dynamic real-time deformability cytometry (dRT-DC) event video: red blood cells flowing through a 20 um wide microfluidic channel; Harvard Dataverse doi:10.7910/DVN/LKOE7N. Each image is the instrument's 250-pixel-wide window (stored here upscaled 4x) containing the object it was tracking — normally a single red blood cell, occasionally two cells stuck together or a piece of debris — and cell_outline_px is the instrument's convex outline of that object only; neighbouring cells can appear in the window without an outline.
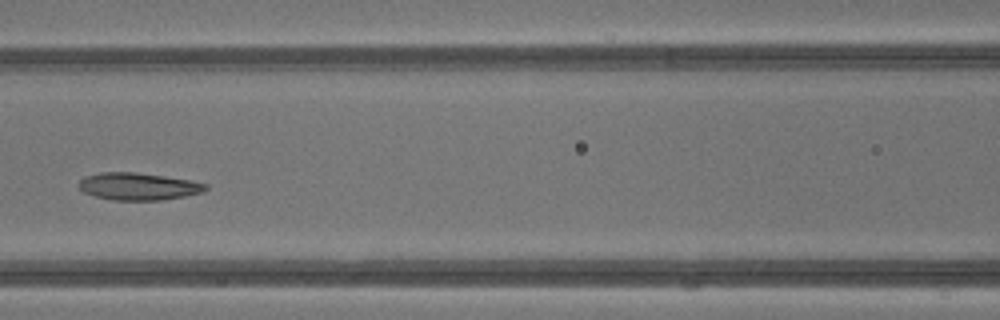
{"species": "common noctule bat (a hibernating species)", "species_latin": "Nyctalus noctula", "temperature_condition": "warm", "stored_images_in_passage": 32, "camera_frame_rate_fps": 3000, "um_per_image_px": 0.085, "animal": {"sex": "male", "body_mass_g": 13.3}, "frame": {"image": 1, "passage_image": 10, "time_ms": 3.0, "image_size_px": [1000, 320], "cell_outline_px": [[208, 188], [204, 192], [184, 196], [160, 200], [112, 200], [96, 196], [84, 192], [80, 188], [80, 180], [84, 176], [100, 172], [136, 172], [192, 180], [208, 184]], "centroid_in_image_um": [11.79, 15.83], "position_along_channel_um": 154.8, "area_um2": 20.17}, "authors_computed_cell_mechanics": {"area_um2": 20.6346, "velocity_mm_per_s": 4.7968, "shape_relaxation_time_tau1_ms": 5.6448, "shape_relaxation_time_tau2_ms": 4.8092, "deformation_change_tau1": 0.1311, "deformation_change_tau2": 0.1288}}